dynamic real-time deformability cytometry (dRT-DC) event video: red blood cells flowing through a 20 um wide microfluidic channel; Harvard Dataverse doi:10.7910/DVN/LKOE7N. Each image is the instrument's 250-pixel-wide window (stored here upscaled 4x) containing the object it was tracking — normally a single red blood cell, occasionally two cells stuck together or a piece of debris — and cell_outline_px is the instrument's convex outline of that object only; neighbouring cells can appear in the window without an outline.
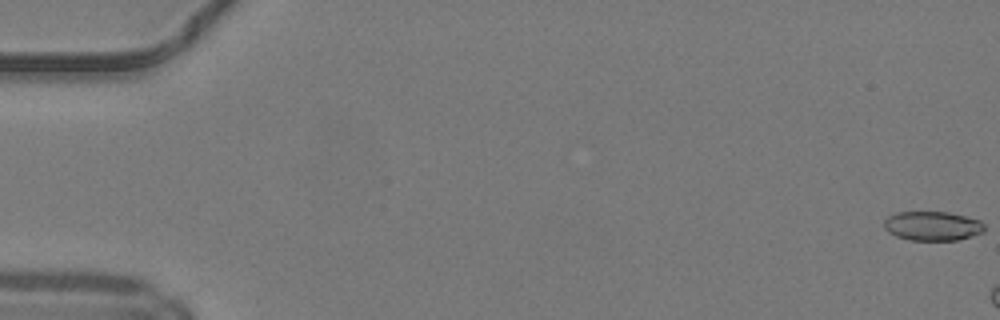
{"species": "common noctule bat (a hibernating species)", "species_latin": "Nyctalus noctula", "temperature_condition": "warm", "stored_images_in_passage": 6, "camera_frame_rate_fps": 3000, "um_per_image_px": 0.085, "animal": {"sex": "male", "body_mass_g": 19.2, "forearm_length_mm": 51.8}, "frame": {"image": 1, "passage_image": 1, "time_ms": 0.0, "image_size_px": [1000, 320], "cell_outline_px": [[984, 232], [972, 236], [956, 240], [912, 240], [896, 236], [888, 232], [884, 228], [884, 220], [888, 216], [896, 212], [948, 212], [980, 220], [984, 224]], "centroid_in_image_um": [79.25, 19.2], "position_along_channel_um": 5.7, "area_um2": 17.11}}